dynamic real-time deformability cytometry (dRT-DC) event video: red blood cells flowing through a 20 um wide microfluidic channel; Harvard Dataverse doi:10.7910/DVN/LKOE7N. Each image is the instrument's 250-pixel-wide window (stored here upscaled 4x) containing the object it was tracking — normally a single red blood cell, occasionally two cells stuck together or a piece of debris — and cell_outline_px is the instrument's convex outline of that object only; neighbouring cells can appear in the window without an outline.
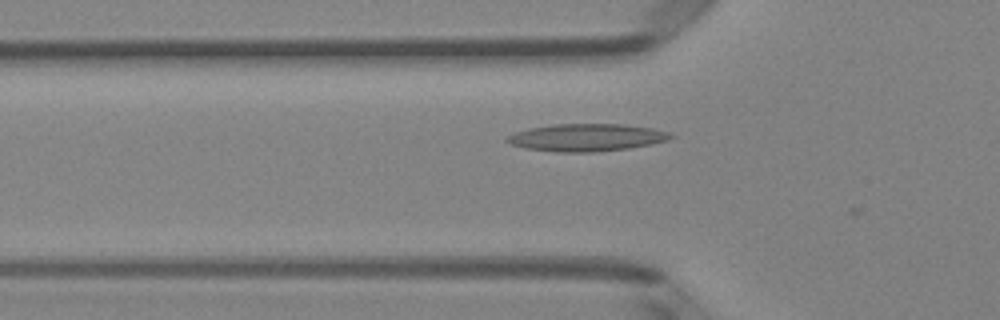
{"species": "Egyptian fruit bat (a non-hibernating species)", "species_latin": "Rousettus aegyptiacus", "temperature_condition": "room temperature", "stored_images_in_passage": 29, "camera_frame_rate_fps": 3000, "um_per_image_px": 0.085, "animal": {"sex": "female"}, "frame": {"image": 1, "passage_image": 2, "time_ms": 0.333, "image_size_px": [1000, 320], "cell_outline_px": [[676, 136], [668, 140], [628, 148], [592, 152], [556, 152], [524, 148], [512, 144], [504, 140], [508, 136], [516, 132], [528, 128], [556, 124], [624, 124], [652, 128], [668, 132]], "centroid_in_image_um": [49.85, 11.68], "position_along_channel_um": 76.0, "area_um2": 26.01}}
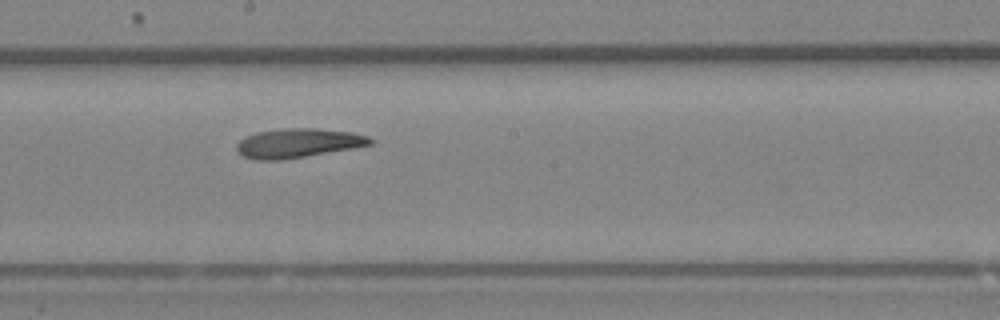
{"frame": {"image": 2, "passage_image": 13, "time_ms": 4.0, "image_size_px": [1000, 320], "cell_outline_px": [[372, 144], [352, 148], [284, 160], [256, 160], [244, 156], [236, 152], [236, 144], [244, 136], [256, 132], [280, 128], [316, 128], [352, 132], [368, 136], [372, 140]], "centroid_in_image_um": [25.28, 12.16], "position_along_channel_um": 222.9, "area_um2": 22.89}}
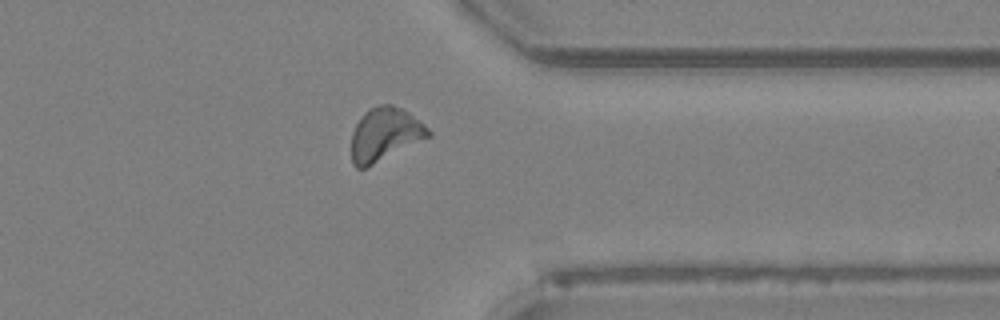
{"frame": {"image": 3, "passage_image": 25, "time_ms": 8.0, "image_size_px": [1000, 320], "cell_outline_px": [[432, 136], [364, 168], [356, 168], [352, 164], [352, 132], [360, 116], [364, 112], [380, 104], [392, 104], [408, 112], [420, 120], [432, 132]], "centroid_in_image_um": [32.72, 11.4], "position_along_channel_um": 378.7, "area_um2": 23.76}, "authors_computed_cell_mechanics": {"area_um2": 22.4842, "velocity_mm_per_s": 4.0178, "shape_relaxation_time_tau1_ms": null, "shape_relaxation_time_tau2_ms": 5.705, "deformation_change_tau1": null, "deformation_change_tau2": 0.1573}}